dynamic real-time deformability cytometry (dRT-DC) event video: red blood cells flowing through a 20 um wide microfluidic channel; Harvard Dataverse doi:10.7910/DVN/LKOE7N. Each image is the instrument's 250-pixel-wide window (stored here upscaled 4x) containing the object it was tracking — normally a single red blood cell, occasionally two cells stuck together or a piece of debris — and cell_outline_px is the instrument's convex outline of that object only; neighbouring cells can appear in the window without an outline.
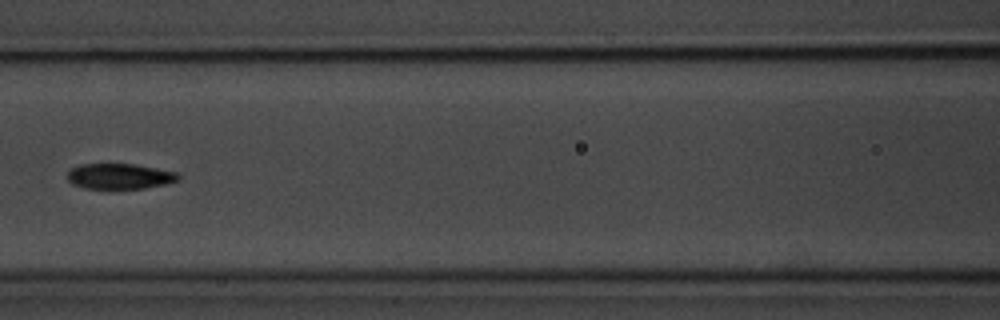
{"species": "common noctule bat (a hibernating species)", "species_latin": "Nyctalus noctula", "temperature_condition": "room temperature", "stored_images_in_passage": 7, "camera_frame_rate_fps": 3000, "um_per_image_px": 0.085, "animal": {"sex": "male", "body_mass_g": 20.1, "forearm_length_mm": 53.5}, "frame": {"image": 1, "passage_image": 6, "time_ms": 6.0, "image_size_px": [1000, 320], "cell_outline_px": [[180, 180], [168, 184], [144, 188], [84, 188], [72, 184], [68, 180], [68, 172], [72, 168], [80, 164], [132, 164], [156, 168], [176, 172], [180, 176]], "centroid_in_image_um": [10.19, 14.98], "position_along_channel_um": 156.4, "area_um2": 16.42}}
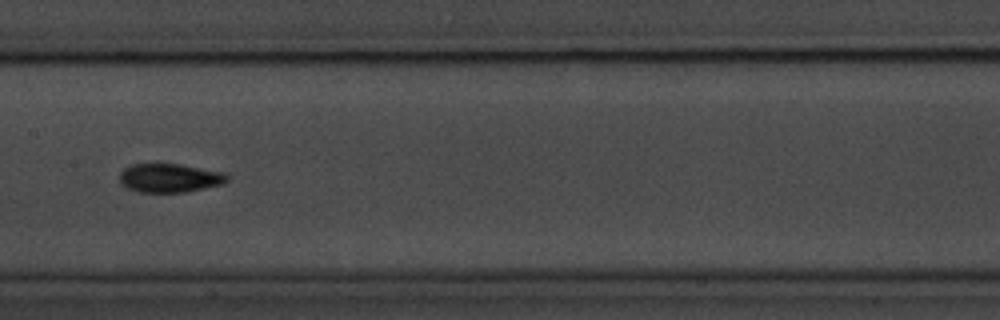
{"frame": {"image": 2, "passage_image": 7, "time_ms": 7.0, "image_size_px": [1000, 320], "cell_outline_px": [[228, 180], [224, 184], [184, 192], [140, 192], [128, 188], [120, 184], [120, 172], [124, 168], [132, 164], [180, 164], [224, 172], [228, 176]], "centroid_in_image_um": [14.42, 15.12], "position_along_channel_um": 193.0, "area_um2": 18.03}}